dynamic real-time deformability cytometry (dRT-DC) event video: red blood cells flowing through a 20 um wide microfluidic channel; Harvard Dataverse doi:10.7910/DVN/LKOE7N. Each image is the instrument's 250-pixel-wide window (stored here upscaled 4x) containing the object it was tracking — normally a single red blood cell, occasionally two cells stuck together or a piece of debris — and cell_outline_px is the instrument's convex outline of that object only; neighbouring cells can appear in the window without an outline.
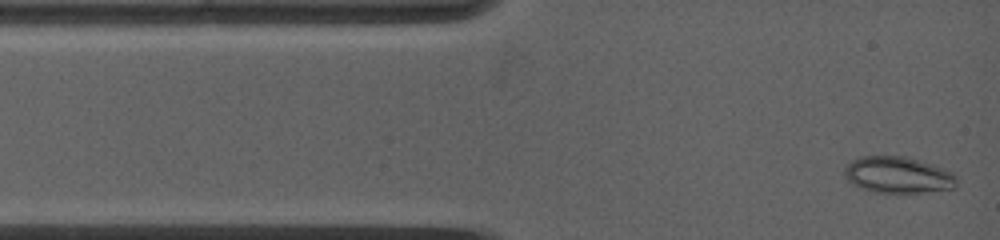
{"species": "common noctule bat (a hibernating species)", "species_latin": "Nyctalus noctula", "temperature_condition": "warm", "stored_images_in_passage": 9, "camera_frame_rate_fps": 5000, "um_per_image_px": 0.085, "animal": {"sex": "female", "body_mass_g": 19.0, "forearm_length_mm": 53.3}, "frame": {"image": 1, "passage_image": 1, "time_ms": 0.0, "image_size_px": [1000, 240], "cell_outline_px": [[956, 188], [924, 192], [876, 192], [852, 184], [844, 176], [844, 168], [852, 160], [860, 156], [908, 156], [944, 168], [952, 172], [956, 176]], "centroid_in_image_um": [76.34, 14.85], "position_along_channel_um": 8.7, "area_um2": 23.81}}
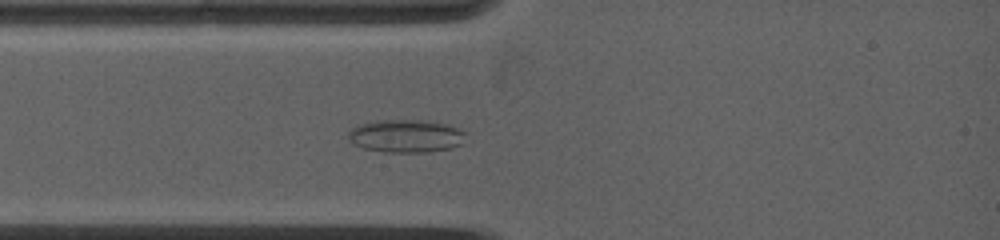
{"frame": {"image": 2, "passage_image": 7, "time_ms": 2.2, "image_size_px": [1000, 240], "cell_outline_px": [[464, 132], [460, 144], [452, 148], [424, 152], [384, 152], [364, 148], [352, 144], [348, 136], [348, 132], [356, 124], [376, 120], [424, 120], [444, 124], [456, 128]], "centroid_in_image_um": [34.41, 11.56], "position_along_channel_um": 50.6, "area_um2": 22.37}}